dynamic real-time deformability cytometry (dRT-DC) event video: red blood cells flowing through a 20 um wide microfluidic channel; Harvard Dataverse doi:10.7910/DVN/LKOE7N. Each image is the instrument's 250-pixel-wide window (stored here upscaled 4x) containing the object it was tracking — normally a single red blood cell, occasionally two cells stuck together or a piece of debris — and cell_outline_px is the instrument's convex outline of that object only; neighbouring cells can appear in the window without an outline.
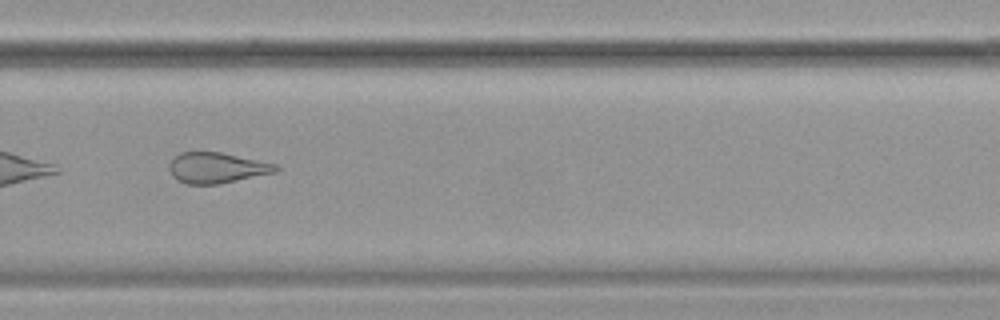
{"species": "common noctule bat (a hibernating species)", "species_latin": "Nyctalus noctula", "temperature_condition": "cold", "stored_images_in_passage": 40, "camera_frame_rate_fps": 3000, "um_per_image_px": 0.085, "animal": {"sex": "female", "body_mass_g": 19.9}, "frame": {"image": 1, "passage_image": 23, "time_ms": 7.333, "image_size_px": [1000, 320], "cell_outline_px": [[280, 168], [276, 172], [220, 184], [184, 184], [176, 180], [172, 176], [168, 168], [168, 164], [180, 152], [220, 152], [276, 164]], "centroid_in_image_um": [18.39, 14.28], "position_along_channel_um": 311.4, "area_um2": 19.07}}
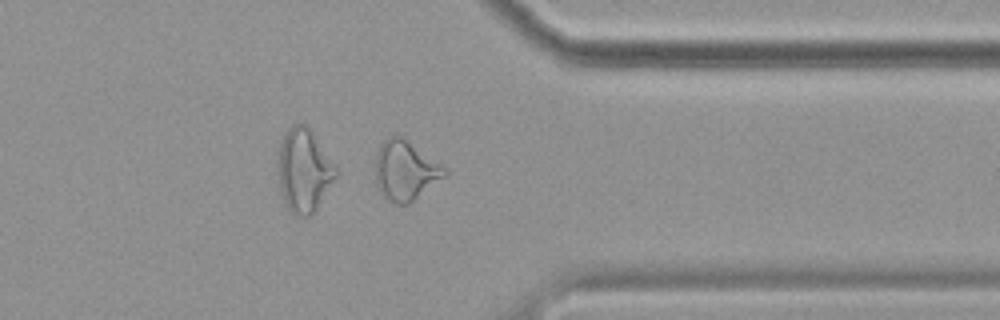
{"frame": {"image": 2, "passage_image": 29, "time_ms": 9.333, "image_size_px": [1000, 320], "cell_outline_px": [[448, 172], [444, 176], [408, 204], [396, 204], [388, 200], [380, 192], [376, 184], [376, 152], [380, 144], [388, 136], [396, 132], [448, 168]], "centroid_in_image_um": [34.44, 14.45], "position_along_channel_um": 377.0, "area_um2": 24.1}, "authors_computed_cell_mechanics": {"area_um2": 20.3167, "velocity_mm_per_s": 3.5175, "shape_relaxation_time_tau1_ms": null, "shape_relaxation_time_tau2_ms": 3.4998, "deformation_change_tau1": null, "deformation_change_tau2": 0.1281}}